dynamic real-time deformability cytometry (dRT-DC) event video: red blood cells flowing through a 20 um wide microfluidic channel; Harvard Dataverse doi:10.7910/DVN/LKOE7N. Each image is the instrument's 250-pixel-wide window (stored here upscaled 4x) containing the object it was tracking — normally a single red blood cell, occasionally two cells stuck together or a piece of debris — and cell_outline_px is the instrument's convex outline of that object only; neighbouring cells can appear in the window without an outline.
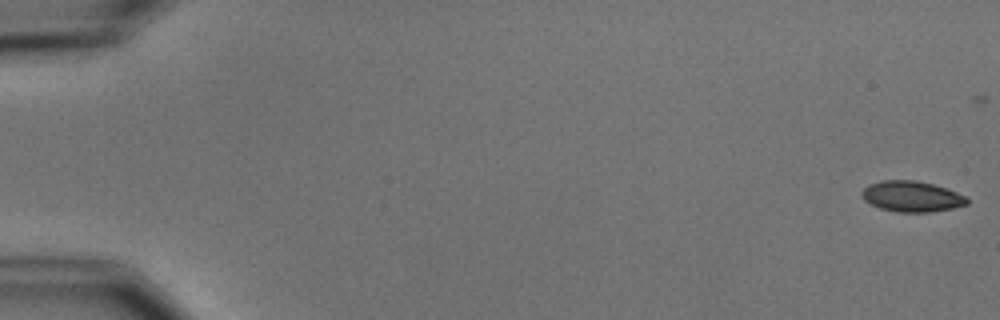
{"species": "common noctule bat (a hibernating species)", "species_latin": "Nyctalus noctula", "temperature_condition": "cold", "stored_images_in_passage": 6, "camera_frame_rate_fps": 3000, "um_per_image_px": 0.085, "animal": {"sex": "male", "body_mass_g": 15.6}, "frame": {"image": 1, "passage_image": 1, "time_ms": 0.0, "image_size_px": [1000, 320], "cell_outline_px": [[968, 204], [952, 208], [928, 212], [896, 212], [880, 208], [864, 200], [860, 196], [860, 192], [868, 184], [880, 180], [916, 180], [932, 184], [956, 192], [964, 196], [968, 200]], "centroid_in_image_um": [77.44, 16.69], "position_along_channel_um": 7.6, "area_um2": 18.79}}
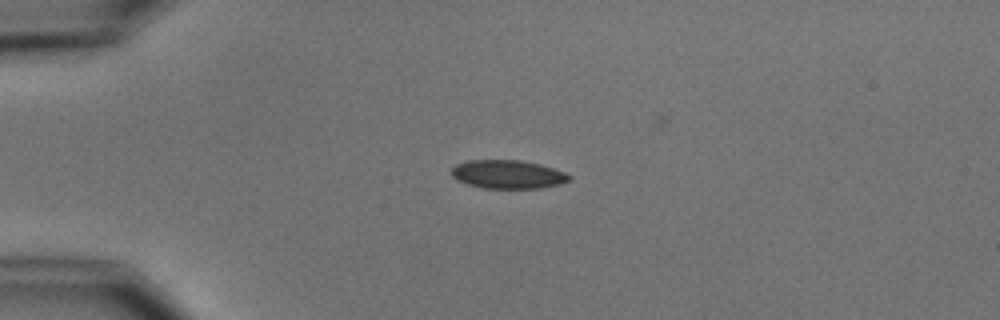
{"frame": {"image": 2, "passage_image": 4, "time_ms": 4.333, "image_size_px": [1000, 320], "cell_outline_px": [[572, 176], [568, 180], [560, 184], [540, 188], [484, 188], [468, 184], [456, 180], [452, 176], [452, 168], [456, 164], [468, 160], [520, 160], [540, 164], [564, 172]], "centroid_in_image_um": [43.15, 14.81], "position_along_channel_um": 41.9, "area_um2": 19.48}}